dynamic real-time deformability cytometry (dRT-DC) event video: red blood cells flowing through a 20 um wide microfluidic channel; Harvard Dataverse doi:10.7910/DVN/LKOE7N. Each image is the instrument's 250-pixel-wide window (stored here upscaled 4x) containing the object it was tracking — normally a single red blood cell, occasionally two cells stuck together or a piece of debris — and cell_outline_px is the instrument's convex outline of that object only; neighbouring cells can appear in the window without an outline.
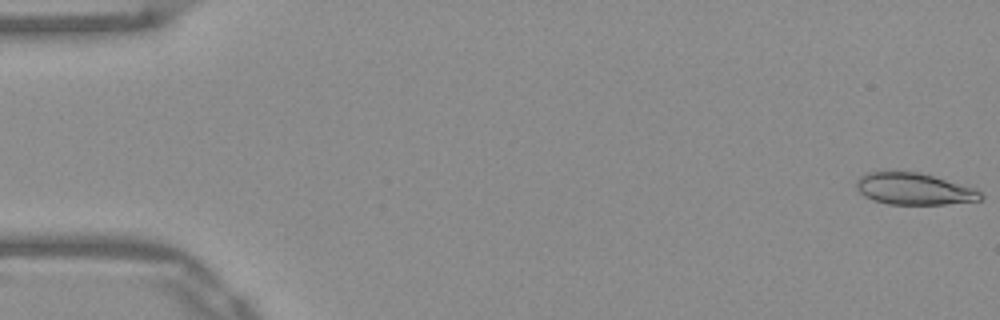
{"species": "Egyptian fruit bat (a non-hibernating species)", "species_latin": "Rousettus aegyptiacus", "temperature_condition": "warm", "stored_images_in_passage": 16, "camera_frame_rate_fps": 3000, "um_per_image_px": 0.085, "frame": {"image": 1, "passage_image": 1, "time_ms": 0.0, "image_size_px": [1000, 320], "cell_outline_px": [[984, 196], [980, 200], [944, 204], [888, 204], [872, 200], [864, 196], [856, 188], [856, 180], [860, 176], [868, 172], [920, 172], [976, 188]], "centroid_in_image_um": [77.69, 16.06], "position_along_channel_um": 7.3, "area_um2": 22.95}}
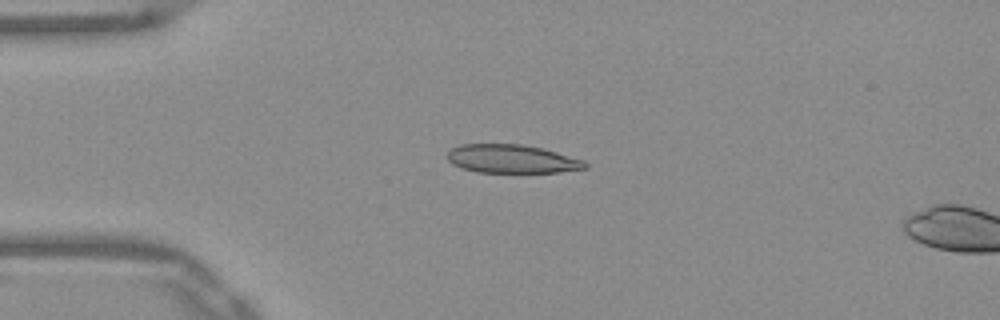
{"frame": {"image": 2, "passage_image": 13, "time_ms": 4.0, "image_size_px": [1000, 320], "cell_outline_px": [[588, 168], [560, 172], [476, 172], [452, 164], [444, 156], [452, 148], [460, 144], [520, 144], [544, 148], [584, 160], [588, 164]], "centroid_in_image_um": [43.51, 13.5], "position_along_channel_um": 41.5, "area_um2": 23.0}}